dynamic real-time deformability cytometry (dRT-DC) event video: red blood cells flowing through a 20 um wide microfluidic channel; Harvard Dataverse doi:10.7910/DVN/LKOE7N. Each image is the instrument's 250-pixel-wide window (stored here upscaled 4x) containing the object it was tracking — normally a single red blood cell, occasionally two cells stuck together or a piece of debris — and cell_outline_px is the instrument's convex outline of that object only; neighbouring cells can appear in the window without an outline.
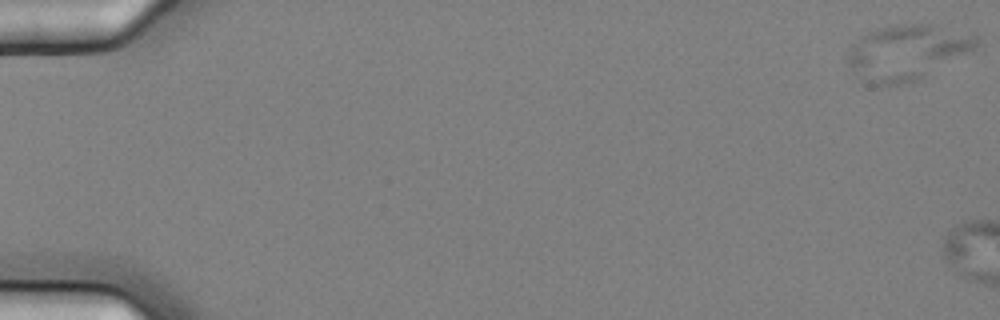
{"species": "common noctule bat (a hibernating species)", "species_latin": "Nyctalus noctula", "temperature_condition": "cold", "stored_images_in_passage": 3, "camera_frame_rate_fps": 3000, "um_per_image_px": 0.085, "animal": {"sex": "female", "body_mass_g": 25.1}, "frame": {"image": 1, "passage_image": 1, "time_ms": 0.0, "image_size_px": [1000, 320], "cell_outline_px": [[976, 48], [916, 80], [896, 84], [876, 84], [844, 60], [852, 44], [876, 28], [888, 24], [932, 24], [976, 32]], "centroid_in_image_um": [77.17, 4.36], "position_along_channel_um": 7.8, "area_um2": 40.34}}